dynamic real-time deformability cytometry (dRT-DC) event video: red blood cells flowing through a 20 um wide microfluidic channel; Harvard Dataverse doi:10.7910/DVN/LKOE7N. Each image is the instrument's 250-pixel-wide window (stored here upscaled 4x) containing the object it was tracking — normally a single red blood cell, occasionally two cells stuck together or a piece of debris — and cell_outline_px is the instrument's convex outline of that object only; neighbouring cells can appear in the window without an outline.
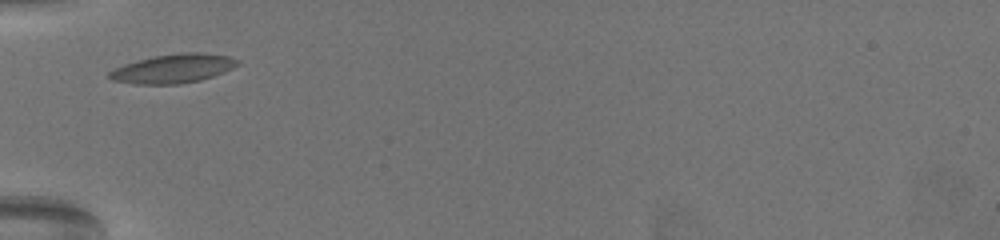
{"species": "common noctule bat (a hibernating species)", "species_latin": "Nyctalus noctula", "temperature_condition": "warm", "stored_images_in_passage": 3, "camera_frame_rate_fps": 3000, "um_per_image_px": 0.085, "animal": {"sex": "female", "body_mass_g": 19.5, "forearm_length_mm": 54.1}, "frame": {"image": 1, "passage_image": 1, "time_ms": 0.0, "image_size_px": [1000, 240], "cell_outline_px": [[236, 64], [232, 68], [212, 76], [200, 80], [180, 84], [136, 84], [112, 80], [108, 76], [108, 72], [116, 68], [140, 60], [156, 56], [188, 52], [196, 52], [228, 56], [236, 60]], "centroid_in_image_um": [14.69, 5.84], "position_along_channel_um": 70.3, "area_um2": 20.92}}